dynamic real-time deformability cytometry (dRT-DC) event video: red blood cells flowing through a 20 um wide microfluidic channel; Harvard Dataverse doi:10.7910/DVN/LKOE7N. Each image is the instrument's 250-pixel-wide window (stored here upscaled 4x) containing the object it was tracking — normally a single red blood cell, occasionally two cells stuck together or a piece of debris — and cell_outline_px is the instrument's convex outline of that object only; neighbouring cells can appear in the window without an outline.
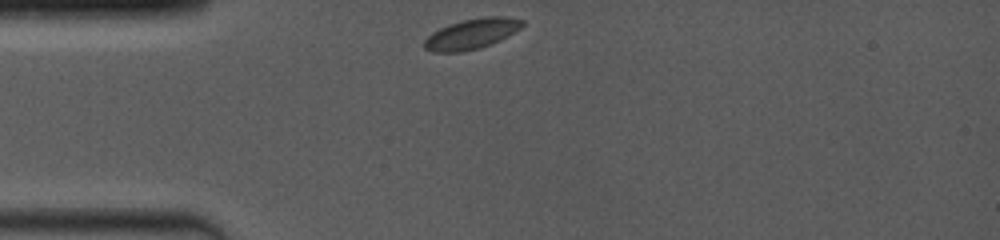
{"species": "common noctule bat (a hibernating species)", "species_latin": "Nyctalus noctula", "temperature_condition": "room temperature", "stored_images_in_passage": 26, "camera_frame_rate_fps": 4000, "um_per_image_px": 0.085, "animal": {"sex": "female", "body_mass_g": 19.0, "forearm_length_mm": 53.3}, "frame": {"image": 1, "passage_image": 1, "time_ms": 0.0, "image_size_px": [1000, 240], "cell_outline_px": [[524, 24], [520, 28], [508, 36], [492, 44], [480, 48], [460, 52], [432, 52], [424, 48], [424, 40], [432, 32], [448, 24], [464, 20], [484, 16], [504, 16], [524, 20]], "centroid_in_image_um": [40.09, 2.88], "position_along_channel_um": 44.9, "area_um2": 17.4}}
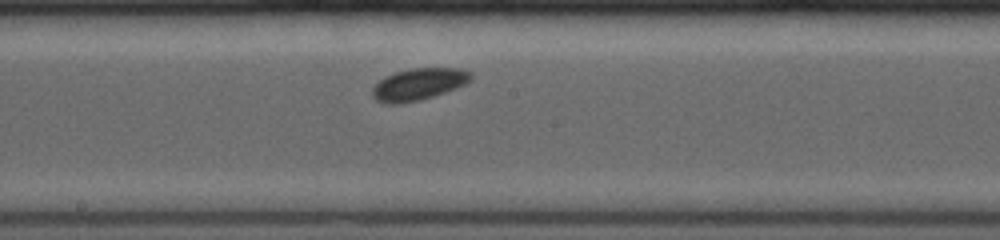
{"frame": {"image": 2, "passage_image": 15, "time_ms": 4.75, "image_size_px": [1000, 240], "cell_outline_px": [[472, 80], [456, 88], [420, 100], [400, 104], [384, 104], [376, 100], [372, 96], [372, 88], [384, 76], [396, 72], [412, 68], [460, 68], [472, 72]], "centroid_in_image_um": [35.57, 7.16], "position_along_channel_um": 212.6, "area_um2": 18.38}}
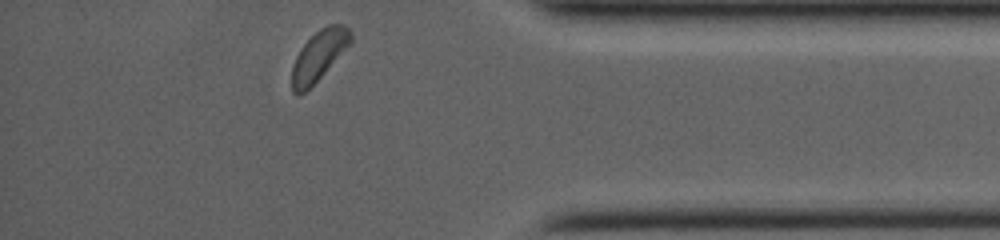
{"frame": {"image": 3, "passage_image": 26, "time_ms": 10.0, "image_size_px": [1000, 240], "cell_outline_px": [[352, 44], [300, 96], [296, 96], [292, 92], [292, 64], [300, 48], [320, 28], [328, 24], [344, 24], [352, 32]], "centroid_in_image_um": [27.12, 4.7], "position_along_channel_um": 408.1, "area_um2": 17.17}, "authors_computed_cell_mechanics": {"area_um2": 17.6579, "velocity_mm_per_s": 3.9361, "shape_relaxation_time_tau1_ms": 1.0114, "shape_relaxation_time_tau2_ms": null, "deformation_change_tau1": 0.0374, "deformation_change_tau2": null}}